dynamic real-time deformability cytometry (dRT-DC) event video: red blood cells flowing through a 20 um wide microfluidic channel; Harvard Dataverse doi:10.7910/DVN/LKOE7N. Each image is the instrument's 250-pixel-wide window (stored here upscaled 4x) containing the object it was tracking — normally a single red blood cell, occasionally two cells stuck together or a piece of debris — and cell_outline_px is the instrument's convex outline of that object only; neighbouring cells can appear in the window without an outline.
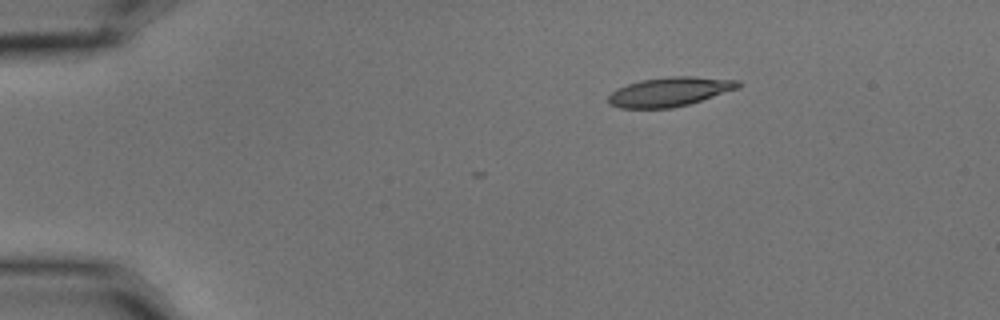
{"species": "common noctule bat (a hibernating species)", "species_latin": "Nyctalus noctula", "temperature_condition": "cold", "stored_images_in_passage": 2, "camera_frame_rate_fps": 3000, "um_per_image_px": 0.085, "animal": {"sex": "male", "body_mass_g": 15.6}, "frame": {"image": 1, "passage_image": 1, "time_ms": 0.0, "image_size_px": [1000, 320], "cell_outline_px": [[740, 88], [688, 104], [672, 108], [620, 108], [608, 104], [608, 96], [616, 88], [640, 80], [668, 76], [692, 76], [740, 80]], "centroid_in_image_um": [56.91, 7.79], "position_along_channel_um": 28.1, "area_um2": 22.2}}